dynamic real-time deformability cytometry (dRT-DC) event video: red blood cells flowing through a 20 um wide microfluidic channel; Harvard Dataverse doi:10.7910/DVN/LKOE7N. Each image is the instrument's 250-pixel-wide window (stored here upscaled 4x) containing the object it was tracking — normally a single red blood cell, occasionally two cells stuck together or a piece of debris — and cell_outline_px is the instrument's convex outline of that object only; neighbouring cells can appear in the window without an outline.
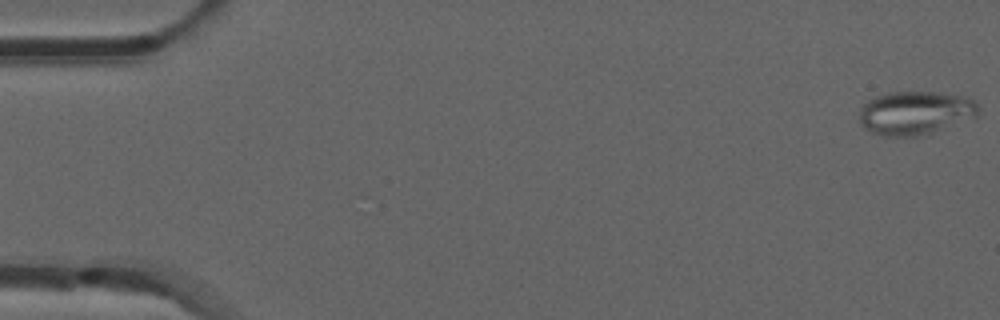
{"species": "common noctule bat (a hibernating species)", "species_latin": "Nyctalus noctula", "temperature_condition": "room temperature", "stored_images_in_passage": 53, "camera_frame_rate_fps": 3000, "um_per_image_px": 0.085, "animal": {"sex": "male", "forearm_length_mm": 52.5}, "frame": {"image": 1, "passage_image": 1, "time_ms": 0.0, "image_size_px": [1000, 320], "cell_outline_px": [[980, 108], [976, 116], [932, 132], [916, 136], [884, 136], [872, 132], [864, 128], [860, 124], [860, 108], [868, 100], [876, 96], [888, 92], [940, 92], [964, 96], [972, 100]], "centroid_in_image_um": [77.77, 9.58], "position_along_channel_um": 7.2, "area_um2": 30.0}}
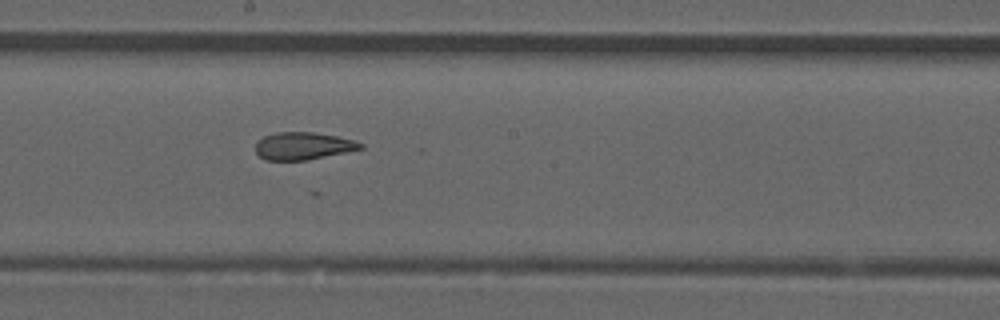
{"frame": {"image": 2, "passage_image": 29, "time_ms": 9.333, "image_size_px": [1000, 320], "cell_outline_px": [[364, 148], [308, 160], [264, 160], [256, 152], [256, 144], [264, 136], [276, 132], [312, 132], [336, 136], [352, 140], [364, 144]], "centroid_in_image_um": [25.76, 12.41], "position_along_channel_um": 222.4, "area_um2": 16.65}}
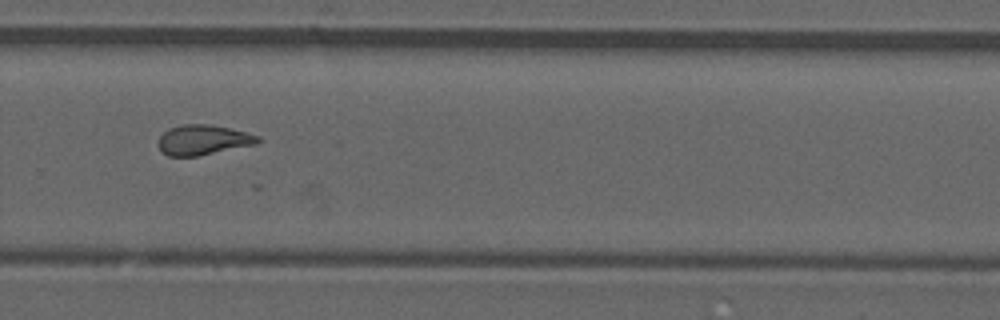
{"frame": {"image": 3, "passage_image": 36, "time_ms": 11.667, "image_size_px": [1000, 320], "cell_outline_px": [[260, 140], [256, 144], [196, 156], [168, 156], [160, 152], [160, 136], [168, 128], [184, 124], [212, 124], [260, 136]], "centroid_in_image_um": [17.25, 11.89], "position_along_channel_um": 312.6, "area_um2": 17.22}, "authors_computed_cell_mechanics": {"area_um2": 18.207, "velocity_mm_per_s": 3.8856, "shape_relaxation_time_tau1_ms": null, "shape_relaxation_time_tau2_ms": 3.2973, "deformation_change_tau1": null, "deformation_change_tau2": 0.0874}}